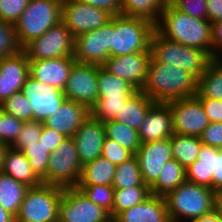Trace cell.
I'll list each match as a JSON object with an SVG mask.
<instances>
[{
    "label": "cell",
    "mask_w": 222,
    "mask_h": 222,
    "mask_svg": "<svg viewBox=\"0 0 222 222\" xmlns=\"http://www.w3.org/2000/svg\"><path fill=\"white\" fill-rule=\"evenodd\" d=\"M162 168L157 180L150 186L152 195L165 196L186 180V169L174 158Z\"/></svg>",
    "instance_id": "cell-28"
},
{
    "label": "cell",
    "mask_w": 222,
    "mask_h": 222,
    "mask_svg": "<svg viewBox=\"0 0 222 222\" xmlns=\"http://www.w3.org/2000/svg\"><path fill=\"white\" fill-rule=\"evenodd\" d=\"M0 109L24 122L33 121L32 106L21 92L13 94L1 103Z\"/></svg>",
    "instance_id": "cell-39"
},
{
    "label": "cell",
    "mask_w": 222,
    "mask_h": 222,
    "mask_svg": "<svg viewBox=\"0 0 222 222\" xmlns=\"http://www.w3.org/2000/svg\"><path fill=\"white\" fill-rule=\"evenodd\" d=\"M214 211L217 213L220 220L222 221V189L215 191Z\"/></svg>",
    "instance_id": "cell-53"
},
{
    "label": "cell",
    "mask_w": 222,
    "mask_h": 222,
    "mask_svg": "<svg viewBox=\"0 0 222 222\" xmlns=\"http://www.w3.org/2000/svg\"><path fill=\"white\" fill-rule=\"evenodd\" d=\"M21 152L29 160V164L34 173L42 180L47 175L48 161L51 154L48 153L42 143L39 142L28 144Z\"/></svg>",
    "instance_id": "cell-38"
},
{
    "label": "cell",
    "mask_w": 222,
    "mask_h": 222,
    "mask_svg": "<svg viewBox=\"0 0 222 222\" xmlns=\"http://www.w3.org/2000/svg\"><path fill=\"white\" fill-rule=\"evenodd\" d=\"M89 116L90 110L85 105L66 99L44 124L66 137H73Z\"/></svg>",
    "instance_id": "cell-23"
},
{
    "label": "cell",
    "mask_w": 222,
    "mask_h": 222,
    "mask_svg": "<svg viewBox=\"0 0 222 222\" xmlns=\"http://www.w3.org/2000/svg\"><path fill=\"white\" fill-rule=\"evenodd\" d=\"M212 59H222V21L212 23Z\"/></svg>",
    "instance_id": "cell-51"
},
{
    "label": "cell",
    "mask_w": 222,
    "mask_h": 222,
    "mask_svg": "<svg viewBox=\"0 0 222 222\" xmlns=\"http://www.w3.org/2000/svg\"><path fill=\"white\" fill-rule=\"evenodd\" d=\"M0 222H16L15 216L0 205Z\"/></svg>",
    "instance_id": "cell-55"
},
{
    "label": "cell",
    "mask_w": 222,
    "mask_h": 222,
    "mask_svg": "<svg viewBox=\"0 0 222 222\" xmlns=\"http://www.w3.org/2000/svg\"><path fill=\"white\" fill-rule=\"evenodd\" d=\"M113 31L114 16L102 27L74 37L73 58L75 61L102 66L111 57V33Z\"/></svg>",
    "instance_id": "cell-10"
},
{
    "label": "cell",
    "mask_w": 222,
    "mask_h": 222,
    "mask_svg": "<svg viewBox=\"0 0 222 222\" xmlns=\"http://www.w3.org/2000/svg\"><path fill=\"white\" fill-rule=\"evenodd\" d=\"M170 3L191 17L208 20L207 0H170Z\"/></svg>",
    "instance_id": "cell-46"
},
{
    "label": "cell",
    "mask_w": 222,
    "mask_h": 222,
    "mask_svg": "<svg viewBox=\"0 0 222 222\" xmlns=\"http://www.w3.org/2000/svg\"><path fill=\"white\" fill-rule=\"evenodd\" d=\"M136 186L147 185L143 182L139 163L134 155L132 158L116 166L112 187L114 189H121Z\"/></svg>",
    "instance_id": "cell-36"
},
{
    "label": "cell",
    "mask_w": 222,
    "mask_h": 222,
    "mask_svg": "<svg viewBox=\"0 0 222 222\" xmlns=\"http://www.w3.org/2000/svg\"><path fill=\"white\" fill-rule=\"evenodd\" d=\"M9 147H10L9 145L0 142V172L3 169L4 157H5L6 151L8 150Z\"/></svg>",
    "instance_id": "cell-56"
},
{
    "label": "cell",
    "mask_w": 222,
    "mask_h": 222,
    "mask_svg": "<svg viewBox=\"0 0 222 222\" xmlns=\"http://www.w3.org/2000/svg\"><path fill=\"white\" fill-rule=\"evenodd\" d=\"M154 31L155 25L149 20L123 15L114 16L111 57L150 51V39Z\"/></svg>",
    "instance_id": "cell-6"
},
{
    "label": "cell",
    "mask_w": 222,
    "mask_h": 222,
    "mask_svg": "<svg viewBox=\"0 0 222 222\" xmlns=\"http://www.w3.org/2000/svg\"><path fill=\"white\" fill-rule=\"evenodd\" d=\"M98 70V65L75 62L63 90L65 97L90 110L99 97Z\"/></svg>",
    "instance_id": "cell-13"
},
{
    "label": "cell",
    "mask_w": 222,
    "mask_h": 222,
    "mask_svg": "<svg viewBox=\"0 0 222 222\" xmlns=\"http://www.w3.org/2000/svg\"><path fill=\"white\" fill-rule=\"evenodd\" d=\"M32 106L33 120L45 122L67 99L63 90L41 83L30 75L20 91Z\"/></svg>",
    "instance_id": "cell-16"
},
{
    "label": "cell",
    "mask_w": 222,
    "mask_h": 222,
    "mask_svg": "<svg viewBox=\"0 0 222 222\" xmlns=\"http://www.w3.org/2000/svg\"><path fill=\"white\" fill-rule=\"evenodd\" d=\"M14 24L0 20V59L20 52Z\"/></svg>",
    "instance_id": "cell-41"
},
{
    "label": "cell",
    "mask_w": 222,
    "mask_h": 222,
    "mask_svg": "<svg viewBox=\"0 0 222 222\" xmlns=\"http://www.w3.org/2000/svg\"><path fill=\"white\" fill-rule=\"evenodd\" d=\"M188 222H222L215 211L198 219H192Z\"/></svg>",
    "instance_id": "cell-54"
},
{
    "label": "cell",
    "mask_w": 222,
    "mask_h": 222,
    "mask_svg": "<svg viewBox=\"0 0 222 222\" xmlns=\"http://www.w3.org/2000/svg\"><path fill=\"white\" fill-rule=\"evenodd\" d=\"M138 134L141 143L170 138L174 131L169 105L155 103L146 114Z\"/></svg>",
    "instance_id": "cell-22"
},
{
    "label": "cell",
    "mask_w": 222,
    "mask_h": 222,
    "mask_svg": "<svg viewBox=\"0 0 222 222\" xmlns=\"http://www.w3.org/2000/svg\"><path fill=\"white\" fill-rule=\"evenodd\" d=\"M150 58V51L113 56L109 57L102 67L114 76L126 80L136 90H142L146 81Z\"/></svg>",
    "instance_id": "cell-17"
},
{
    "label": "cell",
    "mask_w": 222,
    "mask_h": 222,
    "mask_svg": "<svg viewBox=\"0 0 222 222\" xmlns=\"http://www.w3.org/2000/svg\"><path fill=\"white\" fill-rule=\"evenodd\" d=\"M75 62L73 57L29 60V75L41 83L64 90Z\"/></svg>",
    "instance_id": "cell-21"
},
{
    "label": "cell",
    "mask_w": 222,
    "mask_h": 222,
    "mask_svg": "<svg viewBox=\"0 0 222 222\" xmlns=\"http://www.w3.org/2000/svg\"><path fill=\"white\" fill-rule=\"evenodd\" d=\"M106 137L105 125L89 116L73 136L75 147L82 166L101 156Z\"/></svg>",
    "instance_id": "cell-20"
},
{
    "label": "cell",
    "mask_w": 222,
    "mask_h": 222,
    "mask_svg": "<svg viewBox=\"0 0 222 222\" xmlns=\"http://www.w3.org/2000/svg\"><path fill=\"white\" fill-rule=\"evenodd\" d=\"M129 98H98L90 108V116L98 121L113 120Z\"/></svg>",
    "instance_id": "cell-37"
},
{
    "label": "cell",
    "mask_w": 222,
    "mask_h": 222,
    "mask_svg": "<svg viewBox=\"0 0 222 222\" xmlns=\"http://www.w3.org/2000/svg\"><path fill=\"white\" fill-rule=\"evenodd\" d=\"M28 189L25 184L0 172V205L14 216L17 215Z\"/></svg>",
    "instance_id": "cell-31"
},
{
    "label": "cell",
    "mask_w": 222,
    "mask_h": 222,
    "mask_svg": "<svg viewBox=\"0 0 222 222\" xmlns=\"http://www.w3.org/2000/svg\"><path fill=\"white\" fill-rule=\"evenodd\" d=\"M85 4L91 5L107 11L112 16L121 15V0H79Z\"/></svg>",
    "instance_id": "cell-50"
},
{
    "label": "cell",
    "mask_w": 222,
    "mask_h": 222,
    "mask_svg": "<svg viewBox=\"0 0 222 222\" xmlns=\"http://www.w3.org/2000/svg\"><path fill=\"white\" fill-rule=\"evenodd\" d=\"M62 1L30 0L24 12L14 23L21 48L62 21Z\"/></svg>",
    "instance_id": "cell-5"
},
{
    "label": "cell",
    "mask_w": 222,
    "mask_h": 222,
    "mask_svg": "<svg viewBox=\"0 0 222 222\" xmlns=\"http://www.w3.org/2000/svg\"><path fill=\"white\" fill-rule=\"evenodd\" d=\"M200 139L204 145L222 149V123L210 122Z\"/></svg>",
    "instance_id": "cell-47"
},
{
    "label": "cell",
    "mask_w": 222,
    "mask_h": 222,
    "mask_svg": "<svg viewBox=\"0 0 222 222\" xmlns=\"http://www.w3.org/2000/svg\"><path fill=\"white\" fill-rule=\"evenodd\" d=\"M101 156L117 166L132 158L134 154L129 150L122 148L115 140L105 137Z\"/></svg>",
    "instance_id": "cell-44"
},
{
    "label": "cell",
    "mask_w": 222,
    "mask_h": 222,
    "mask_svg": "<svg viewBox=\"0 0 222 222\" xmlns=\"http://www.w3.org/2000/svg\"><path fill=\"white\" fill-rule=\"evenodd\" d=\"M186 180L214 191L222 189V149L202 144L197 160L186 168Z\"/></svg>",
    "instance_id": "cell-15"
},
{
    "label": "cell",
    "mask_w": 222,
    "mask_h": 222,
    "mask_svg": "<svg viewBox=\"0 0 222 222\" xmlns=\"http://www.w3.org/2000/svg\"><path fill=\"white\" fill-rule=\"evenodd\" d=\"M90 201L112 212L114 188L111 185L76 186Z\"/></svg>",
    "instance_id": "cell-40"
},
{
    "label": "cell",
    "mask_w": 222,
    "mask_h": 222,
    "mask_svg": "<svg viewBox=\"0 0 222 222\" xmlns=\"http://www.w3.org/2000/svg\"><path fill=\"white\" fill-rule=\"evenodd\" d=\"M22 51L28 60L73 57L74 36L61 21L39 38L27 43Z\"/></svg>",
    "instance_id": "cell-9"
},
{
    "label": "cell",
    "mask_w": 222,
    "mask_h": 222,
    "mask_svg": "<svg viewBox=\"0 0 222 222\" xmlns=\"http://www.w3.org/2000/svg\"><path fill=\"white\" fill-rule=\"evenodd\" d=\"M207 19L211 23L222 21V0H207Z\"/></svg>",
    "instance_id": "cell-52"
},
{
    "label": "cell",
    "mask_w": 222,
    "mask_h": 222,
    "mask_svg": "<svg viewBox=\"0 0 222 222\" xmlns=\"http://www.w3.org/2000/svg\"><path fill=\"white\" fill-rule=\"evenodd\" d=\"M170 0H121V15L138 17L156 25Z\"/></svg>",
    "instance_id": "cell-29"
},
{
    "label": "cell",
    "mask_w": 222,
    "mask_h": 222,
    "mask_svg": "<svg viewBox=\"0 0 222 222\" xmlns=\"http://www.w3.org/2000/svg\"><path fill=\"white\" fill-rule=\"evenodd\" d=\"M66 138L67 137L63 134L53 130L52 128L47 127L43 123V129L39 138V143H42L48 153L52 154L53 151L57 149L61 142Z\"/></svg>",
    "instance_id": "cell-48"
},
{
    "label": "cell",
    "mask_w": 222,
    "mask_h": 222,
    "mask_svg": "<svg viewBox=\"0 0 222 222\" xmlns=\"http://www.w3.org/2000/svg\"><path fill=\"white\" fill-rule=\"evenodd\" d=\"M135 156L143 182L150 187L160 175L163 165L173 158L170 138L141 143Z\"/></svg>",
    "instance_id": "cell-18"
},
{
    "label": "cell",
    "mask_w": 222,
    "mask_h": 222,
    "mask_svg": "<svg viewBox=\"0 0 222 222\" xmlns=\"http://www.w3.org/2000/svg\"><path fill=\"white\" fill-rule=\"evenodd\" d=\"M112 222H171L163 196L151 195L144 202L118 213Z\"/></svg>",
    "instance_id": "cell-24"
},
{
    "label": "cell",
    "mask_w": 222,
    "mask_h": 222,
    "mask_svg": "<svg viewBox=\"0 0 222 222\" xmlns=\"http://www.w3.org/2000/svg\"><path fill=\"white\" fill-rule=\"evenodd\" d=\"M28 77L29 60L22 50L0 59V104L20 92Z\"/></svg>",
    "instance_id": "cell-19"
},
{
    "label": "cell",
    "mask_w": 222,
    "mask_h": 222,
    "mask_svg": "<svg viewBox=\"0 0 222 222\" xmlns=\"http://www.w3.org/2000/svg\"><path fill=\"white\" fill-rule=\"evenodd\" d=\"M58 222H112L110 213L93 203L77 187L63 189Z\"/></svg>",
    "instance_id": "cell-11"
},
{
    "label": "cell",
    "mask_w": 222,
    "mask_h": 222,
    "mask_svg": "<svg viewBox=\"0 0 222 222\" xmlns=\"http://www.w3.org/2000/svg\"><path fill=\"white\" fill-rule=\"evenodd\" d=\"M210 122L222 123V101L213 98H198Z\"/></svg>",
    "instance_id": "cell-49"
},
{
    "label": "cell",
    "mask_w": 222,
    "mask_h": 222,
    "mask_svg": "<svg viewBox=\"0 0 222 222\" xmlns=\"http://www.w3.org/2000/svg\"><path fill=\"white\" fill-rule=\"evenodd\" d=\"M42 129L43 122L35 120L24 122L18 138L10 147L17 151H22L28 144L38 143Z\"/></svg>",
    "instance_id": "cell-42"
},
{
    "label": "cell",
    "mask_w": 222,
    "mask_h": 222,
    "mask_svg": "<svg viewBox=\"0 0 222 222\" xmlns=\"http://www.w3.org/2000/svg\"><path fill=\"white\" fill-rule=\"evenodd\" d=\"M104 125L107 138L115 140L122 148L129 150L134 155L137 153L141 144L137 131L115 120L106 121Z\"/></svg>",
    "instance_id": "cell-35"
},
{
    "label": "cell",
    "mask_w": 222,
    "mask_h": 222,
    "mask_svg": "<svg viewBox=\"0 0 222 222\" xmlns=\"http://www.w3.org/2000/svg\"><path fill=\"white\" fill-rule=\"evenodd\" d=\"M63 187L41 184L30 187L23 199L16 222H58Z\"/></svg>",
    "instance_id": "cell-7"
},
{
    "label": "cell",
    "mask_w": 222,
    "mask_h": 222,
    "mask_svg": "<svg viewBox=\"0 0 222 222\" xmlns=\"http://www.w3.org/2000/svg\"><path fill=\"white\" fill-rule=\"evenodd\" d=\"M136 91L126 80L114 76L102 66H99L98 98H129Z\"/></svg>",
    "instance_id": "cell-33"
},
{
    "label": "cell",
    "mask_w": 222,
    "mask_h": 222,
    "mask_svg": "<svg viewBox=\"0 0 222 222\" xmlns=\"http://www.w3.org/2000/svg\"><path fill=\"white\" fill-rule=\"evenodd\" d=\"M197 98L222 101V60L212 59L205 72L198 78Z\"/></svg>",
    "instance_id": "cell-30"
},
{
    "label": "cell",
    "mask_w": 222,
    "mask_h": 222,
    "mask_svg": "<svg viewBox=\"0 0 222 222\" xmlns=\"http://www.w3.org/2000/svg\"><path fill=\"white\" fill-rule=\"evenodd\" d=\"M81 172L82 164L73 137H67L50 155L47 175L42 179V183L63 188L76 187Z\"/></svg>",
    "instance_id": "cell-8"
},
{
    "label": "cell",
    "mask_w": 222,
    "mask_h": 222,
    "mask_svg": "<svg viewBox=\"0 0 222 222\" xmlns=\"http://www.w3.org/2000/svg\"><path fill=\"white\" fill-rule=\"evenodd\" d=\"M167 104L176 134L200 137L210 123L202 103L196 96L169 101Z\"/></svg>",
    "instance_id": "cell-12"
},
{
    "label": "cell",
    "mask_w": 222,
    "mask_h": 222,
    "mask_svg": "<svg viewBox=\"0 0 222 222\" xmlns=\"http://www.w3.org/2000/svg\"><path fill=\"white\" fill-rule=\"evenodd\" d=\"M155 104L143 91L137 90L125 102L120 113L113 119L139 131L149 109Z\"/></svg>",
    "instance_id": "cell-25"
},
{
    "label": "cell",
    "mask_w": 222,
    "mask_h": 222,
    "mask_svg": "<svg viewBox=\"0 0 222 222\" xmlns=\"http://www.w3.org/2000/svg\"><path fill=\"white\" fill-rule=\"evenodd\" d=\"M151 195L149 186L114 189L113 207L110 213L111 218L113 219L123 210L144 202Z\"/></svg>",
    "instance_id": "cell-34"
},
{
    "label": "cell",
    "mask_w": 222,
    "mask_h": 222,
    "mask_svg": "<svg viewBox=\"0 0 222 222\" xmlns=\"http://www.w3.org/2000/svg\"><path fill=\"white\" fill-rule=\"evenodd\" d=\"M172 157L185 169L197 160L202 142L198 136L180 135L174 133L170 137Z\"/></svg>",
    "instance_id": "cell-32"
},
{
    "label": "cell",
    "mask_w": 222,
    "mask_h": 222,
    "mask_svg": "<svg viewBox=\"0 0 222 222\" xmlns=\"http://www.w3.org/2000/svg\"><path fill=\"white\" fill-rule=\"evenodd\" d=\"M112 15L79 0L62 1V22L74 37L90 32L109 22Z\"/></svg>",
    "instance_id": "cell-14"
},
{
    "label": "cell",
    "mask_w": 222,
    "mask_h": 222,
    "mask_svg": "<svg viewBox=\"0 0 222 222\" xmlns=\"http://www.w3.org/2000/svg\"><path fill=\"white\" fill-rule=\"evenodd\" d=\"M116 166L102 156L82 166L77 186L113 185Z\"/></svg>",
    "instance_id": "cell-27"
},
{
    "label": "cell",
    "mask_w": 222,
    "mask_h": 222,
    "mask_svg": "<svg viewBox=\"0 0 222 222\" xmlns=\"http://www.w3.org/2000/svg\"><path fill=\"white\" fill-rule=\"evenodd\" d=\"M2 172L29 188L42 184V180L34 173L26 156L11 147L6 151Z\"/></svg>",
    "instance_id": "cell-26"
},
{
    "label": "cell",
    "mask_w": 222,
    "mask_h": 222,
    "mask_svg": "<svg viewBox=\"0 0 222 222\" xmlns=\"http://www.w3.org/2000/svg\"><path fill=\"white\" fill-rule=\"evenodd\" d=\"M163 197L171 222H188L214 211L215 191L187 180Z\"/></svg>",
    "instance_id": "cell-3"
},
{
    "label": "cell",
    "mask_w": 222,
    "mask_h": 222,
    "mask_svg": "<svg viewBox=\"0 0 222 222\" xmlns=\"http://www.w3.org/2000/svg\"><path fill=\"white\" fill-rule=\"evenodd\" d=\"M30 0H0V20L14 24Z\"/></svg>",
    "instance_id": "cell-45"
},
{
    "label": "cell",
    "mask_w": 222,
    "mask_h": 222,
    "mask_svg": "<svg viewBox=\"0 0 222 222\" xmlns=\"http://www.w3.org/2000/svg\"><path fill=\"white\" fill-rule=\"evenodd\" d=\"M149 49L156 62L180 68L191 73L197 80L212 60L205 51L169 40L156 29L152 33Z\"/></svg>",
    "instance_id": "cell-4"
},
{
    "label": "cell",
    "mask_w": 222,
    "mask_h": 222,
    "mask_svg": "<svg viewBox=\"0 0 222 222\" xmlns=\"http://www.w3.org/2000/svg\"><path fill=\"white\" fill-rule=\"evenodd\" d=\"M24 121L0 109V142L11 146L18 138Z\"/></svg>",
    "instance_id": "cell-43"
},
{
    "label": "cell",
    "mask_w": 222,
    "mask_h": 222,
    "mask_svg": "<svg viewBox=\"0 0 222 222\" xmlns=\"http://www.w3.org/2000/svg\"><path fill=\"white\" fill-rule=\"evenodd\" d=\"M155 29L165 38L205 51L212 58V23L181 12L170 2Z\"/></svg>",
    "instance_id": "cell-1"
},
{
    "label": "cell",
    "mask_w": 222,
    "mask_h": 222,
    "mask_svg": "<svg viewBox=\"0 0 222 222\" xmlns=\"http://www.w3.org/2000/svg\"><path fill=\"white\" fill-rule=\"evenodd\" d=\"M198 80L173 65L156 62L150 58L147 77L141 91L155 103L195 96Z\"/></svg>",
    "instance_id": "cell-2"
}]
</instances>
